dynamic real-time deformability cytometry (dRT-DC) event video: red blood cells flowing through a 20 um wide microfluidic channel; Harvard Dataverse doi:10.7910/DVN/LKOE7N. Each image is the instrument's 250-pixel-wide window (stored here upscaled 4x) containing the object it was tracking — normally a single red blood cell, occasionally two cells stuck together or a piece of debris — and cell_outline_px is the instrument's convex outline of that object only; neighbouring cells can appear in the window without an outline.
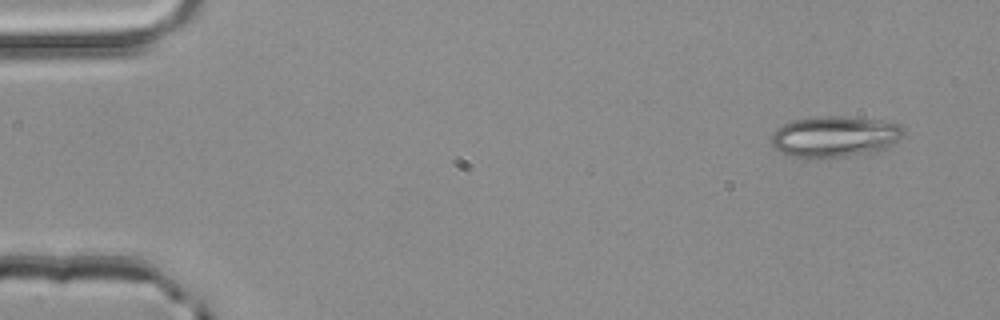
{"species": "common noctule bat (a hibernating species)", "species_latin": "Nyctalus noctula", "temperature_condition": "room temperature", "stored_images_in_passage": 16, "segment_of_instrument_passage": [2, 2], "camera_frame_rate_fps": 3000, "um_per_image_px": 0.085, "animal": {"sex": "male", "body_mass_g": 20.4}, "frame": {"image": 1, "passage_image": 16, "time_ms": 5.0, "image_size_px": [1000, 320], "cell_outline_px": [[904, 136], [888, 148], [876, 152], [844, 156], [788, 156], [776, 148], [772, 144], [772, 132], [776, 128], [792, 120], [820, 116], [844, 116], [884, 120], [900, 124], [904, 128]], "centroid_in_image_um": [71.02, 11.58], "position_along_channel_um": 14.0, "area_um2": 31.62}}